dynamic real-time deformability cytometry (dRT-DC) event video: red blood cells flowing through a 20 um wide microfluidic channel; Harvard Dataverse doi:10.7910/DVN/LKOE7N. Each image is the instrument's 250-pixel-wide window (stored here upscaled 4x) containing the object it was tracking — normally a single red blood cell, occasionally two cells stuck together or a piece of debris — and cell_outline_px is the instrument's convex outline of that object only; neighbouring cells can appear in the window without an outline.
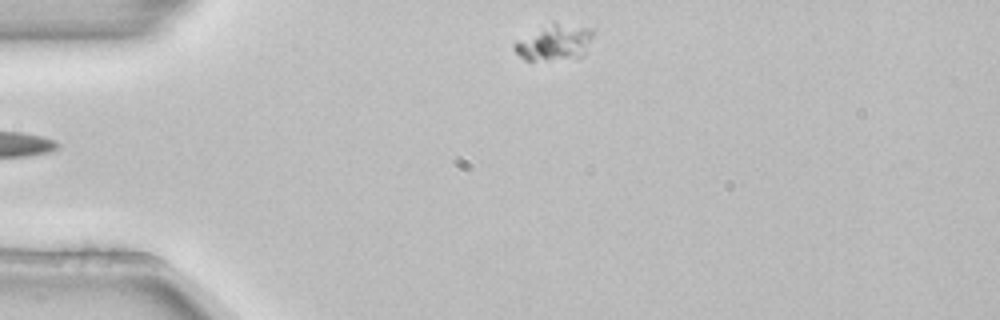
{"species": "common noctule bat (a hibernating species)", "species_latin": "Nyctalus noctula", "temperature_condition": "room temperature", "stored_images_in_passage": 4, "camera_frame_rate_fps": 3000, "um_per_image_px": 0.085, "animal": {"sex": "female", "body_mass_g": 22.7, "forearm_length_mm": 54.2}, "frame": {"image": 1, "passage_image": 4, "time_ms": 1.0, "image_size_px": [1000, 320], "cell_outline_px": [[592, 36], [584, 56], [548, 60], [524, 60], [512, 48], [512, 44], [516, 40], [552, 20], [556, 20], [592, 28]], "centroid_in_image_um": [47.1, 3.55], "position_along_channel_um": 37.9, "area_um2": 16.99}}